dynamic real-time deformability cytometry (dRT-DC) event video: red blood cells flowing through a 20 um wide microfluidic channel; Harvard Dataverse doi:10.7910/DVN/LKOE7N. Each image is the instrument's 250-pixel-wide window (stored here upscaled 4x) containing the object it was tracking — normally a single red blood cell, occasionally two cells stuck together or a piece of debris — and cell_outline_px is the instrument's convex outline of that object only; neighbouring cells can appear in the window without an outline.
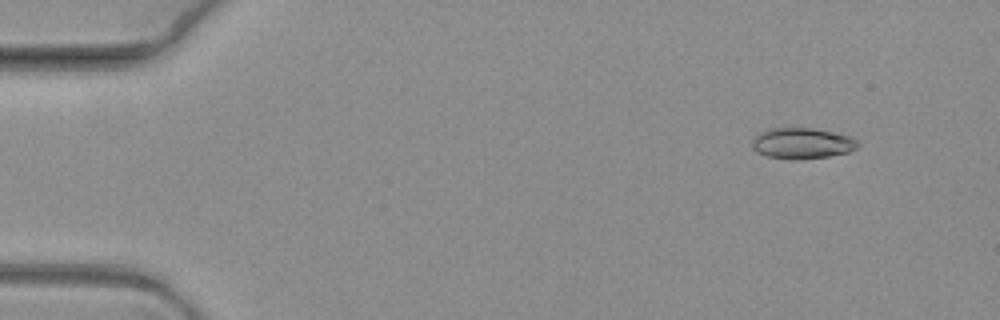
{"species": "common noctule bat (a hibernating species)", "species_latin": "Nyctalus noctula", "temperature_condition": "warm", "stored_images_in_passage": 10, "camera_frame_rate_fps": 3000, "um_per_image_px": 0.085, "animal": {"sex": "female", "body_mass_g": 19.3, "forearm_length_mm": 54.1}, "frame": {"image": 1, "passage_image": 1, "time_ms": 0.0, "image_size_px": [1000, 320], "cell_outline_px": [[860, 144], [856, 148], [848, 152], [828, 156], [796, 160], [792, 160], [768, 156], [756, 152], [752, 148], [752, 140], [756, 132], [772, 128], [812, 128], [832, 132], [848, 136], [856, 140]], "centroid_in_image_um": [68.12, 12.18], "position_along_channel_um": 16.9, "area_um2": 19.07}}
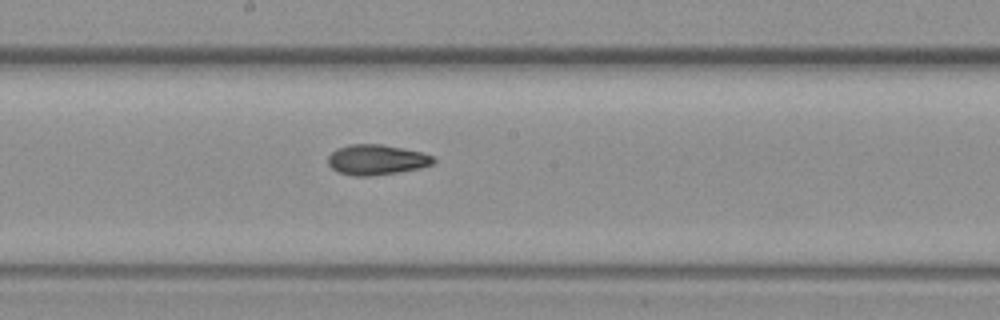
{"frame": {"image": 2, "passage_image": 10, "time_ms": 3.0, "image_size_px": [1000, 320], "cell_outline_px": [[436, 160], [432, 164], [420, 168], [372, 176], [352, 176], [336, 172], [328, 164], [328, 156], [336, 148], [348, 144], [384, 144], [404, 148], [420, 152], [432, 156]], "centroid_in_image_um": [31.96, 13.57], "position_along_channel_um": 216.2, "area_um2": 18.73}}